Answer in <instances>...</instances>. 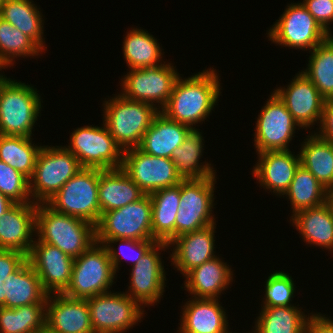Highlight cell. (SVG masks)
Masks as SVG:
<instances>
[{"instance_id": "obj_23", "label": "cell", "mask_w": 333, "mask_h": 333, "mask_svg": "<svg viewBox=\"0 0 333 333\" xmlns=\"http://www.w3.org/2000/svg\"><path fill=\"white\" fill-rule=\"evenodd\" d=\"M189 300V301H188ZM181 307L177 333H233L220 299L188 298Z\"/></svg>"}, {"instance_id": "obj_39", "label": "cell", "mask_w": 333, "mask_h": 333, "mask_svg": "<svg viewBox=\"0 0 333 333\" xmlns=\"http://www.w3.org/2000/svg\"><path fill=\"white\" fill-rule=\"evenodd\" d=\"M45 52L27 35L0 17V66L6 69L20 57H40ZM34 56V57H33Z\"/></svg>"}, {"instance_id": "obj_44", "label": "cell", "mask_w": 333, "mask_h": 333, "mask_svg": "<svg viewBox=\"0 0 333 333\" xmlns=\"http://www.w3.org/2000/svg\"><path fill=\"white\" fill-rule=\"evenodd\" d=\"M27 261V255L17 250L0 249V283Z\"/></svg>"}, {"instance_id": "obj_30", "label": "cell", "mask_w": 333, "mask_h": 333, "mask_svg": "<svg viewBox=\"0 0 333 333\" xmlns=\"http://www.w3.org/2000/svg\"><path fill=\"white\" fill-rule=\"evenodd\" d=\"M141 27H132L126 31L122 52L128 69L156 67L166 62L164 51L157 38Z\"/></svg>"}, {"instance_id": "obj_31", "label": "cell", "mask_w": 333, "mask_h": 333, "mask_svg": "<svg viewBox=\"0 0 333 333\" xmlns=\"http://www.w3.org/2000/svg\"><path fill=\"white\" fill-rule=\"evenodd\" d=\"M5 307L17 308L24 305L47 302L48 293L41 281L26 261L4 282Z\"/></svg>"}, {"instance_id": "obj_16", "label": "cell", "mask_w": 333, "mask_h": 333, "mask_svg": "<svg viewBox=\"0 0 333 333\" xmlns=\"http://www.w3.org/2000/svg\"><path fill=\"white\" fill-rule=\"evenodd\" d=\"M122 169L145 194L182 181L171 158L153 156L138 147L124 150Z\"/></svg>"}, {"instance_id": "obj_18", "label": "cell", "mask_w": 333, "mask_h": 333, "mask_svg": "<svg viewBox=\"0 0 333 333\" xmlns=\"http://www.w3.org/2000/svg\"><path fill=\"white\" fill-rule=\"evenodd\" d=\"M27 261L37 273L48 294L63 293L71 280L74 258L58 247L35 238Z\"/></svg>"}, {"instance_id": "obj_15", "label": "cell", "mask_w": 333, "mask_h": 333, "mask_svg": "<svg viewBox=\"0 0 333 333\" xmlns=\"http://www.w3.org/2000/svg\"><path fill=\"white\" fill-rule=\"evenodd\" d=\"M167 249L169 244L157 242L136 265L131 266L128 291L125 293L143 308L158 305L164 297L167 274L160 254Z\"/></svg>"}, {"instance_id": "obj_19", "label": "cell", "mask_w": 333, "mask_h": 333, "mask_svg": "<svg viewBox=\"0 0 333 333\" xmlns=\"http://www.w3.org/2000/svg\"><path fill=\"white\" fill-rule=\"evenodd\" d=\"M291 150L266 151L256 153L258 160L252 168L256 183L277 197L283 198L293 180L296 169L300 165L299 152Z\"/></svg>"}, {"instance_id": "obj_22", "label": "cell", "mask_w": 333, "mask_h": 333, "mask_svg": "<svg viewBox=\"0 0 333 333\" xmlns=\"http://www.w3.org/2000/svg\"><path fill=\"white\" fill-rule=\"evenodd\" d=\"M37 203H14L0 218V249L30 253L35 242Z\"/></svg>"}, {"instance_id": "obj_24", "label": "cell", "mask_w": 333, "mask_h": 333, "mask_svg": "<svg viewBox=\"0 0 333 333\" xmlns=\"http://www.w3.org/2000/svg\"><path fill=\"white\" fill-rule=\"evenodd\" d=\"M219 256L187 272L183 287L190 297L220 299L233 282L234 271ZM221 295V296H220Z\"/></svg>"}, {"instance_id": "obj_3", "label": "cell", "mask_w": 333, "mask_h": 333, "mask_svg": "<svg viewBox=\"0 0 333 333\" xmlns=\"http://www.w3.org/2000/svg\"><path fill=\"white\" fill-rule=\"evenodd\" d=\"M113 95L103 100L102 123L123 151L138 147L160 111L151 104L127 99L119 93Z\"/></svg>"}, {"instance_id": "obj_9", "label": "cell", "mask_w": 333, "mask_h": 333, "mask_svg": "<svg viewBox=\"0 0 333 333\" xmlns=\"http://www.w3.org/2000/svg\"><path fill=\"white\" fill-rule=\"evenodd\" d=\"M64 147L79 161L82 168L109 170L122 168L123 150L106 126L85 125L74 129Z\"/></svg>"}, {"instance_id": "obj_45", "label": "cell", "mask_w": 333, "mask_h": 333, "mask_svg": "<svg viewBox=\"0 0 333 333\" xmlns=\"http://www.w3.org/2000/svg\"><path fill=\"white\" fill-rule=\"evenodd\" d=\"M318 127L313 132L333 144V100H325Z\"/></svg>"}, {"instance_id": "obj_48", "label": "cell", "mask_w": 333, "mask_h": 333, "mask_svg": "<svg viewBox=\"0 0 333 333\" xmlns=\"http://www.w3.org/2000/svg\"><path fill=\"white\" fill-rule=\"evenodd\" d=\"M325 204L327 205L333 216V187L328 188L326 191Z\"/></svg>"}, {"instance_id": "obj_42", "label": "cell", "mask_w": 333, "mask_h": 333, "mask_svg": "<svg viewBox=\"0 0 333 333\" xmlns=\"http://www.w3.org/2000/svg\"><path fill=\"white\" fill-rule=\"evenodd\" d=\"M0 192L14 203H32L29 179L0 160Z\"/></svg>"}, {"instance_id": "obj_12", "label": "cell", "mask_w": 333, "mask_h": 333, "mask_svg": "<svg viewBox=\"0 0 333 333\" xmlns=\"http://www.w3.org/2000/svg\"><path fill=\"white\" fill-rule=\"evenodd\" d=\"M86 301L94 333H126L141 323L146 314L145 309L124 291H109Z\"/></svg>"}, {"instance_id": "obj_32", "label": "cell", "mask_w": 333, "mask_h": 333, "mask_svg": "<svg viewBox=\"0 0 333 333\" xmlns=\"http://www.w3.org/2000/svg\"><path fill=\"white\" fill-rule=\"evenodd\" d=\"M152 205L153 240L169 244L175 238V221L180 203V183L149 194Z\"/></svg>"}, {"instance_id": "obj_20", "label": "cell", "mask_w": 333, "mask_h": 333, "mask_svg": "<svg viewBox=\"0 0 333 333\" xmlns=\"http://www.w3.org/2000/svg\"><path fill=\"white\" fill-rule=\"evenodd\" d=\"M216 223L203 229L182 234L169 243L170 257L174 270L184 276L196 266L217 256L214 246Z\"/></svg>"}, {"instance_id": "obj_13", "label": "cell", "mask_w": 333, "mask_h": 333, "mask_svg": "<svg viewBox=\"0 0 333 333\" xmlns=\"http://www.w3.org/2000/svg\"><path fill=\"white\" fill-rule=\"evenodd\" d=\"M300 2V3H299ZM268 40L288 49L310 52L328 34L307 11L301 1L288 4L285 11L267 31Z\"/></svg>"}, {"instance_id": "obj_41", "label": "cell", "mask_w": 333, "mask_h": 333, "mask_svg": "<svg viewBox=\"0 0 333 333\" xmlns=\"http://www.w3.org/2000/svg\"><path fill=\"white\" fill-rule=\"evenodd\" d=\"M118 242L119 247L115 248L114 246H116ZM156 243L157 241L110 239L104 244V246L108 251L114 272L119 273V267L122 266V259H124V261H131V266L136 265Z\"/></svg>"}, {"instance_id": "obj_25", "label": "cell", "mask_w": 333, "mask_h": 333, "mask_svg": "<svg viewBox=\"0 0 333 333\" xmlns=\"http://www.w3.org/2000/svg\"><path fill=\"white\" fill-rule=\"evenodd\" d=\"M144 195L122 168L99 169L98 201L101 215L136 202Z\"/></svg>"}, {"instance_id": "obj_34", "label": "cell", "mask_w": 333, "mask_h": 333, "mask_svg": "<svg viewBox=\"0 0 333 333\" xmlns=\"http://www.w3.org/2000/svg\"><path fill=\"white\" fill-rule=\"evenodd\" d=\"M299 306L261 307L251 333H305L312 313Z\"/></svg>"}, {"instance_id": "obj_28", "label": "cell", "mask_w": 333, "mask_h": 333, "mask_svg": "<svg viewBox=\"0 0 333 333\" xmlns=\"http://www.w3.org/2000/svg\"><path fill=\"white\" fill-rule=\"evenodd\" d=\"M188 128L159 112L144 133L138 148L153 156L171 158L173 150L184 142Z\"/></svg>"}, {"instance_id": "obj_2", "label": "cell", "mask_w": 333, "mask_h": 333, "mask_svg": "<svg viewBox=\"0 0 333 333\" xmlns=\"http://www.w3.org/2000/svg\"><path fill=\"white\" fill-rule=\"evenodd\" d=\"M35 234L40 242L58 247L72 258L79 257L96 242L92 223L57 212L47 203H37Z\"/></svg>"}, {"instance_id": "obj_7", "label": "cell", "mask_w": 333, "mask_h": 333, "mask_svg": "<svg viewBox=\"0 0 333 333\" xmlns=\"http://www.w3.org/2000/svg\"><path fill=\"white\" fill-rule=\"evenodd\" d=\"M96 242L110 239L153 240L151 197L145 194L138 201L104 212L95 226Z\"/></svg>"}, {"instance_id": "obj_27", "label": "cell", "mask_w": 333, "mask_h": 333, "mask_svg": "<svg viewBox=\"0 0 333 333\" xmlns=\"http://www.w3.org/2000/svg\"><path fill=\"white\" fill-rule=\"evenodd\" d=\"M289 218L291 226L295 227L307 246L316 245L333 253V216L325 203L300 210Z\"/></svg>"}, {"instance_id": "obj_5", "label": "cell", "mask_w": 333, "mask_h": 333, "mask_svg": "<svg viewBox=\"0 0 333 333\" xmlns=\"http://www.w3.org/2000/svg\"><path fill=\"white\" fill-rule=\"evenodd\" d=\"M81 169L78 159L64 146L43 145L29 179L32 201L46 203Z\"/></svg>"}, {"instance_id": "obj_14", "label": "cell", "mask_w": 333, "mask_h": 333, "mask_svg": "<svg viewBox=\"0 0 333 333\" xmlns=\"http://www.w3.org/2000/svg\"><path fill=\"white\" fill-rule=\"evenodd\" d=\"M269 96L256 119L253 134L256 153L289 150L296 130L302 129L278 95L273 91Z\"/></svg>"}, {"instance_id": "obj_33", "label": "cell", "mask_w": 333, "mask_h": 333, "mask_svg": "<svg viewBox=\"0 0 333 333\" xmlns=\"http://www.w3.org/2000/svg\"><path fill=\"white\" fill-rule=\"evenodd\" d=\"M311 132L299 148L300 165L328 189L333 187V144Z\"/></svg>"}, {"instance_id": "obj_49", "label": "cell", "mask_w": 333, "mask_h": 333, "mask_svg": "<svg viewBox=\"0 0 333 333\" xmlns=\"http://www.w3.org/2000/svg\"><path fill=\"white\" fill-rule=\"evenodd\" d=\"M0 306L5 307L4 282L0 283Z\"/></svg>"}, {"instance_id": "obj_8", "label": "cell", "mask_w": 333, "mask_h": 333, "mask_svg": "<svg viewBox=\"0 0 333 333\" xmlns=\"http://www.w3.org/2000/svg\"><path fill=\"white\" fill-rule=\"evenodd\" d=\"M98 183L99 169L82 168L46 203L57 212L96 226L101 218Z\"/></svg>"}, {"instance_id": "obj_35", "label": "cell", "mask_w": 333, "mask_h": 333, "mask_svg": "<svg viewBox=\"0 0 333 333\" xmlns=\"http://www.w3.org/2000/svg\"><path fill=\"white\" fill-rule=\"evenodd\" d=\"M306 69L301 70L325 100H333V34L309 52Z\"/></svg>"}, {"instance_id": "obj_43", "label": "cell", "mask_w": 333, "mask_h": 333, "mask_svg": "<svg viewBox=\"0 0 333 333\" xmlns=\"http://www.w3.org/2000/svg\"><path fill=\"white\" fill-rule=\"evenodd\" d=\"M302 4L319 25L328 34L332 35L331 29L333 27H331V24L333 23V0H303Z\"/></svg>"}, {"instance_id": "obj_26", "label": "cell", "mask_w": 333, "mask_h": 333, "mask_svg": "<svg viewBox=\"0 0 333 333\" xmlns=\"http://www.w3.org/2000/svg\"><path fill=\"white\" fill-rule=\"evenodd\" d=\"M203 137L199 127H189L184 142L173 150L171 159L182 180L216 176L214 165L206 160L200 162L205 148Z\"/></svg>"}, {"instance_id": "obj_36", "label": "cell", "mask_w": 333, "mask_h": 333, "mask_svg": "<svg viewBox=\"0 0 333 333\" xmlns=\"http://www.w3.org/2000/svg\"><path fill=\"white\" fill-rule=\"evenodd\" d=\"M46 302L17 308L0 306V333H44Z\"/></svg>"}, {"instance_id": "obj_10", "label": "cell", "mask_w": 333, "mask_h": 333, "mask_svg": "<svg viewBox=\"0 0 333 333\" xmlns=\"http://www.w3.org/2000/svg\"><path fill=\"white\" fill-rule=\"evenodd\" d=\"M217 177L180 182V203L175 221V238L216 223L213 215Z\"/></svg>"}, {"instance_id": "obj_38", "label": "cell", "mask_w": 333, "mask_h": 333, "mask_svg": "<svg viewBox=\"0 0 333 333\" xmlns=\"http://www.w3.org/2000/svg\"><path fill=\"white\" fill-rule=\"evenodd\" d=\"M326 191L327 189L307 169L299 165L288 190L284 193L291 204V216L300 210L324 204Z\"/></svg>"}, {"instance_id": "obj_17", "label": "cell", "mask_w": 333, "mask_h": 333, "mask_svg": "<svg viewBox=\"0 0 333 333\" xmlns=\"http://www.w3.org/2000/svg\"><path fill=\"white\" fill-rule=\"evenodd\" d=\"M294 76L286 86H277L273 91L284 102L302 130L314 129L313 125H319L325 99L302 71Z\"/></svg>"}, {"instance_id": "obj_1", "label": "cell", "mask_w": 333, "mask_h": 333, "mask_svg": "<svg viewBox=\"0 0 333 333\" xmlns=\"http://www.w3.org/2000/svg\"><path fill=\"white\" fill-rule=\"evenodd\" d=\"M193 74L187 78L179 76L167 104L160 111L170 120L189 127L207 121L222 93L221 76L213 67Z\"/></svg>"}, {"instance_id": "obj_6", "label": "cell", "mask_w": 333, "mask_h": 333, "mask_svg": "<svg viewBox=\"0 0 333 333\" xmlns=\"http://www.w3.org/2000/svg\"><path fill=\"white\" fill-rule=\"evenodd\" d=\"M117 275L106 247L95 242L79 257L74 258L71 280L63 294L87 299L109 292L116 283L115 280L117 281Z\"/></svg>"}, {"instance_id": "obj_47", "label": "cell", "mask_w": 333, "mask_h": 333, "mask_svg": "<svg viewBox=\"0 0 333 333\" xmlns=\"http://www.w3.org/2000/svg\"><path fill=\"white\" fill-rule=\"evenodd\" d=\"M13 204L14 202L0 192V218Z\"/></svg>"}, {"instance_id": "obj_40", "label": "cell", "mask_w": 333, "mask_h": 333, "mask_svg": "<svg viewBox=\"0 0 333 333\" xmlns=\"http://www.w3.org/2000/svg\"><path fill=\"white\" fill-rule=\"evenodd\" d=\"M292 276L283 270L274 271L265 281V294L261 307L296 306L292 304L296 285Z\"/></svg>"}, {"instance_id": "obj_50", "label": "cell", "mask_w": 333, "mask_h": 333, "mask_svg": "<svg viewBox=\"0 0 333 333\" xmlns=\"http://www.w3.org/2000/svg\"><path fill=\"white\" fill-rule=\"evenodd\" d=\"M2 69H5V67H1L0 66V71L2 72ZM3 74V73H0V92H1V89H2V85L9 79V77L7 78V76Z\"/></svg>"}, {"instance_id": "obj_4", "label": "cell", "mask_w": 333, "mask_h": 333, "mask_svg": "<svg viewBox=\"0 0 333 333\" xmlns=\"http://www.w3.org/2000/svg\"><path fill=\"white\" fill-rule=\"evenodd\" d=\"M32 84L9 78L0 92V134L32 137L43 100Z\"/></svg>"}, {"instance_id": "obj_21", "label": "cell", "mask_w": 333, "mask_h": 333, "mask_svg": "<svg viewBox=\"0 0 333 333\" xmlns=\"http://www.w3.org/2000/svg\"><path fill=\"white\" fill-rule=\"evenodd\" d=\"M46 333H94L86 299L63 293L49 294L46 302Z\"/></svg>"}, {"instance_id": "obj_46", "label": "cell", "mask_w": 333, "mask_h": 333, "mask_svg": "<svg viewBox=\"0 0 333 333\" xmlns=\"http://www.w3.org/2000/svg\"><path fill=\"white\" fill-rule=\"evenodd\" d=\"M305 333H333V319L326 314L322 315L321 312L311 314L309 317Z\"/></svg>"}, {"instance_id": "obj_29", "label": "cell", "mask_w": 333, "mask_h": 333, "mask_svg": "<svg viewBox=\"0 0 333 333\" xmlns=\"http://www.w3.org/2000/svg\"><path fill=\"white\" fill-rule=\"evenodd\" d=\"M37 6L33 0H4L0 5V17L31 38L45 52V16Z\"/></svg>"}, {"instance_id": "obj_11", "label": "cell", "mask_w": 333, "mask_h": 333, "mask_svg": "<svg viewBox=\"0 0 333 333\" xmlns=\"http://www.w3.org/2000/svg\"><path fill=\"white\" fill-rule=\"evenodd\" d=\"M174 63L164 62L156 67L132 69L121 77L120 95L133 101L154 106L161 111L167 104L180 74Z\"/></svg>"}, {"instance_id": "obj_37", "label": "cell", "mask_w": 333, "mask_h": 333, "mask_svg": "<svg viewBox=\"0 0 333 333\" xmlns=\"http://www.w3.org/2000/svg\"><path fill=\"white\" fill-rule=\"evenodd\" d=\"M33 140V137L0 134V160L28 179L33 175L36 159L42 148Z\"/></svg>"}]
</instances>
